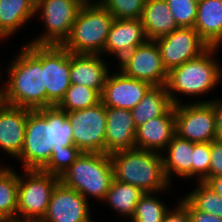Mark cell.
I'll return each mask as SVG.
<instances>
[{"mask_svg":"<svg viewBox=\"0 0 222 222\" xmlns=\"http://www.w3.org/2000/svg\"><path fill=\"white\" fill-rule=\"evenodd\" d=\"M70 145H74L73 133L66 111L57 106L35 110L27 108L24 145L18 157L24 170H41L52 152Z\"/></svg>","mask_w":222,"mask_h":222,"instance_id":"obj_1","label":"cell"},{"mask_svg":"<svg viewBox=\"0 0 222 222\" xmlns=\"http://www.w3.org/2000/svg\"><path fill=\"white\" fill-rule=\"evenodd\" d=\"M23 47L7 70L9 77L3 87V103L31 110L45 108L46 87L42 64Z\"/></svg>","mask_w":222,"mask_h":222,"instance_id":"obj_2","label":"cell"},{"mask_svg":"<svg viewBox=\"0 0 222 222\" xmlns=\"http://www.w3.org/2000/svg\"><path fill=\"white\" fill-rule=\"evenodd\" d=\"M114 179L140 188L144 193H156L170 187L163 154L138 148L110 154Z\"/></svg>","mask_w":222,"mask_h":222,"instance_id":"obj_3","label":"cell"},{"mask_svg":"<svg viewBox=\"0 0 222 222\" xmlns=\"http://www.w3.org/2000/svg\"><path fill=\"white\" fill-rule=\"evenodd\" d=\"M216 49L218 48L208 47L198 57L168 72L165 86L173 105L181 103L175 96L176 92L190 96L201 95L210 92L218 84L222 68L213 57Z\"/></svg>","mask_w":222,"mask_h":222,"instance_id":"obj_4","label":"cell"},{"mask_svg":"<svg viewBox=\"0 0 222 222\" xmlns=\"http://www.w3.org/2000/svg\"><path fill=\"white\" fill-rule=\"evenodd\" d=\"M113 20L99 1L84 3L62 46L74 54H102Z\"/></svg>","mask_w":222,"mask_h":222,"instance_id":"obj_5","label":"cell"},{"mask_svg":"<svg viewBox=\"0 0 222 222\" xmlns=\"http://www.w3.org/2000/svg\"><path fill=\"white\" fill-rule=\"evenodd\" d=\"M114 180L110 154L82 152L60 181L88 200L92 196L104 200Z\"/></svg>","mask_w":222,"mask_h":222,"instance_id":"obj_6","label":"cell"},{"mask_svg":"<svg viewBox=\"0 0 222 222\" xmlns=\"http://www.w3.org/2000/svg\"><path fill=\"white\" fill-rule=\"evenodd\" d=\"M25 47L41 62L46 87V107L57 106L71 85L70 51L62 45H35Z\"/></svg>","mask_w":222,"mask_h":222,"instance_id":"obj_7","label":"cell"},{"mask_svg":"<svg viewBox=\"0 0 222 222\" xmlns=\"http://www.w3.org/2000/svg\"><path fill=\"white\" fill-rule=\"evenodd\" d=\"M19 176L17 220H42L48 210L54 187L60 178L38 169H25Z\"/></svg>","mask_w":222,"mask_h":222,"instance_id":"obj_8","label":"cell"},{"mask_svg":"<svg viewBox=\"0 0 222 222\" xmlns=\"http://www.w3.org/2000/svg\"><path fill=\"white\" fill-rule=\"evenodd\" d=\"M84 2L82 0H36L35 10L41 11L46 32L35 40V45H62Z\"/></svg>","mask_w":222,"mask_h":222,"instance_id":"obj_9","label":"cell"},{"mask_svg":"<svg viewBox=\"0 0 222 222\" xmlns=\"http://www.w3.org/2000/svg\"><path fill=\"white\" fill-rule=\"evenodd\" d=\"M66 112L74 145L82 152L105 153L106 106L100 101L86 109Z\"/></svg>","mask_w":222,"mask_h":222,"instance_id":"obj_10","label":"cell"},{"mask_svg":"<svg viewBox=\"0 0 222 222\" xmlns=\"http://www.w3.org/2000/svg\"><path fill=\"white\" fill-rule=\"evenodd\" d=\"M176 134L194 143L216 140L214 107L210 102L174 105Z\"/></svg>","mask_w":222,"mask_h":222,"instance_id":"obj_11","label":"cell"},{"mask_svg":"<svg viewBox=\"0 0 222 222\" xmlns=\"http://www.w3.org/2000/svg\"><path fill=\"white\" fill-rule=\"evenodd\" d=\"M119 62V71L130 78L148 82L152 86L166 84L168 72L154 40H147L144 44L135 47Z\"/></svg>","mask_w":222,"mask_h":222,"instance_id":"obj_12","label":"cell"},{"mask_svg":"<svg viewBox=\"0 0 222 222\" xmlns=\"http://www.w3.org/2000/svg\"><path fill=\"white\" fill-rule=\"evenodd\" d=\"M154 41L167 72L198 57L209 47L193 27L177 28Z\"/></svg>","mask_w":222,"mask_h":222,"instance_id":"obj_13","label":"cell"},{"mask_svg":"<svg viewBox=\"0 0 222 222\" xmlns=\"http://www.w3.org/2000/svg\"><path fill=\"white\" fill-rule=\"evenodd\" d=\"M88 201L61 181L54 187L44 222H92Z\"/></svg>","mask_w":222,"mask_h":222,"instance_id":"obj_14","label":"cell"},{"mask_svg":"<svg viewBox=\"0 0 222 222\" xmlns=\"http://www.w3.org/2000/svg\"><path fill=\"white\" fill-rule=\"evenodd\" d=\"M151 87L148 82L130 78L121 71L108 74L101 93V102L106 107L131 110Z\"/></svg>","mask_w":222,"mask_h":222,"instance_id":"obj_15","label":"cell"},{"mask_svg":"<svg viewBox=\"0 0 222 222\" xmlns=\"http://www.w3.org/2000/svg\"><path fill=\"white\" fill-rule=\"evenodd\" d=\"M135 135L131 110L106 107L105 154L135 148Z\"/></svg>","mask_w":222,"mask_h":222,"instance_id":"obj_16","label":"cell"},{"mask_svg":"<svg viewBox=\"0 0 222 222\" xmlns=\"http://www.w3.org/2000/svg\"><path fill=\"white\" fill-rule=\"evenodd\" d=\"M147 40L141 19H114L103 53H112L120 61L135 47L144 44Z\"/></svg>","mask_w":222,"mask_h":222,"instance_id":"obj_17","label":"cell"},{"mask_svg":"<svg viewBox=\"0 0 222 222\" xmlns=\"http://www.w3.org/2000/svg\"><path fill=\"white\" fill-rule=\"evenodd\" d=\"M175 134L173 105L164 115L148 120L136 128L135 148L160 153Z\"/></svg>","mask_w":222,"mask_h":222,"instance_id":"obj_18","label":"cell"},{"mask_svg":"<svg viewBox=\"0 0 222 222\" xmlns=\"http://www.w3.org/2000/svg\"><path fill=\"white\" fill-rule=\"evenodd\" d=\"M27 108L3 103L0 106V147L18 158L24 145Z\"/></svg>","mask_w":222,"mask_h":222,"instance_id":"obj_19","label":"cell"},{"mask_svg":"<svg viewBox=\"0 0 222 222\" xmlns=\"http://www.w3.org/2000/svg\"><path fill=\"white\" fill-rule=\"evenodd\" d=\"M100 54H74L70 52V81L95 89L100 95L109 69Z\"/></svg>","mask_w":222,"mask_h":222,"instance_id":"obj_20","label":"cell"},{"mask_svg":"<svg viewBox=\"0 0 222 222\" xmlns=\"http://www.w3.org/2000/svg\"><path fill=\"white\" fill-rule=\"evenodd\" d=\"M193 28L209 47L219 48L222 44V0L198 2Z\"/></svg>","mask_w":222,"mask_h":222,"instance_id":"obj_21","label":"cell"},{"mask_svg":"<svg viewBox=\"0 0 222 222\" xmlns=\"http://www.w3.org/2000/svg\"><path fill=\"white\" fill-rule=\"evenodd\" d=\"M141 21L148 40H156L180 28L166 0H146Z\"/></svg>","mask_w":222,"mask_h":222,"instance_id":"obj_22","label":"cell"},{"mask_svg":"<svg viewBox=\"0 0 222 222\" xmlns=\"http://www.w3.org/2000/svg\"><path fill=\"white\" fill-rule=\"evenodd\" d=\"M166 149H168V155L163 156L162 159L168 181L170 182L172 174L185 179L191 178L194 142L183 139L175 134Z\"/></svg>","mask_w":222,"mask_h":222,"instance_id":"obj_23","label":"cell"},{"mask_svg":"<svg viewBox=\"0 0 222 222\" xmlns=\"http://www.w3.org/2000/svg\"><path fill=\"white\" fill-rule=\"evenodd\" d=\"M36 0H0V40L12 36L34 14Z\"/></svg>","mask_w":222,"mask_h":222,"instance_id":"obj_24","label":"cell"},{"mask_svg":"<svg viewBox=\"0 0 222 222\" xmlns=\"http://www.w3.org/2000/svg\"><path fill=\"white\" fill-rule=\"evenodd\" d=\"M172 106L166 86H152L142 100L131 109L135 127L164 115Z\"/></svg>","mask_w":222,"mask_h":222,"instance_id":"obj_25","label":"cell"},{"mask_svg":"<svg viewBox=\"0 0 222 222\" xmlns=\"http://www.w3.org/2000/svg\"><path fill=\"white\" fill-rule=\"evenodd\" d=\"M0 165V222L17 220L19 175Z\"/></svg>","mask_w":222,"mask_h":222,"instance_id":"obj_26","label":"cell"},{"mask_svg":"<svg viewBox=\"0 0 222 222\" xmlns=\"http://www.w3.org/2000/svg\"><path fill=\"white\" fill-rule=\"evenodd\" d=\"M144 194L140 188L114 179L103 201L109 203L117 213L131 218Z\"/></svg>","mask_w":222,"mask_h":222,"instance_id":"obj_27","label":"cell"},{"mask_svg":"<svg viewBox=\"0 0 222 222\" xmlns=\"http://www.w3.org/2000/svg\"><path fill=\"white\" fill-rule=\"evenodd\" d=\"M100 101L101 95L95 89L71 83L57 107L63 111H78L94 106Z\"/></svg>","mask_w":222,"mask_h":222,"instance_id":"obj_28","label":"cell"},{"mask_svg":"<svg viewBox=\"0 0 222 222\" xmlns=\"http://www.w3.org/2000/svg\"><path fill=\"white\" fill-rule=\"evenodd\" d=\"M195 209L222 218V197L217 195L205 182L184 197Z\"/></svg>","mask_w":222,"mask_h":222,"instance_id":"obj_29","label":"cell"},{"mask_svg":"<svg viewBox=\"0 0 222 222\" xmlns=\"http://www.w3.org/2000/svg\"><path fill=\"white\" fill-rule=\"evenodd\" d=\"M153 194L154 193H145L141 197L131 220L135 222H163L169 209Z\"/></svg>","mask_w":222,"mask_h":222,"instance_id":"obj_30","label":"cell"},{"mask_svg":"<svg viewBox=\"0 0 222 222\" xmlns=\"http://www.w3.org/2000/svg\"><path fill=\"white\" fill-rule=\"evenodd\" d=\"M81 153L82 151L75 145L56 149V152H52L50 160L41 170L60 178Z\"/></svg>","mask_w":222,"mask_h":222,"instance_id":"obj_31","label":"cell"},{"mask_svg":"<svg viewBox=\"0 0 222 222\" xmlns=\"http://www.w3.org/2000/svg\"><path fill=\"white\" fill-rule=\"evenodd\" d=\"M146 0H100L114 19H141Z\"/></svg>","mask_w":222,"mask_h":222,"instance_id":"obj_32","label":"cell"},{"mask_svg":"<svg viewBox=\"0 0 222 222\" xmlns=\"http://www.w3.org/2000/svg\"><path fill=\"white\" fill-rule=\"evenodd\" d=\"M179 27H194L198 2L194 0H166Z\"/></svg>","mask_w":222,"mask_h":222,"instance_id":"obj_33","label":"cell"},{"mask_svg":"<svg viewBox=\"0 0 222 222\" xmlns=\"http://www.w3.org/2000/svg\"><path fill=\"white\" fill-rule=\"evenodd\" d=\"M210 161L211 142L194 143L192 177L195 176L198 182L206 183L209 180Z\"/></svg>","mask_w":222,"mask_h":222,"instance_id":"obj_34","label":"cell"},{"mask_svg":"<svg viewBox=\"0 0 222 222\" xmlns=\"http://www.w3.org/2000/svg\"><path fill=\"white\" fill-rule=\"evenodd\" d=\"M222 175V141L211 142V161L209 166V179Z\"/></svg>","mask_w":222,"mask_h":222,"instance_id":"obj_35","label":"cell"},{"mask_svg":"<svg viewBox=\"0 0 222 222\" xmlns=\"http://www.w3.org/2000/svg\"><path fill=\"white\" fill-rule=\"evenodd\" d=\"M180 201L187 207L190 222H222L221 217L195 209L185 198Z\"/></svg>","mask_w":222,"mask_h":222,"instance_id":"obj_36","label":"cell"},{"mask_svg":"<svg viewBox=\"0 0 222 222\" xmlns=\"http://www.w3.org/2000/svg\"><path fill=\"white\" fill-rule=\"evenodd\" d=\"M178 207L173 210H168L163 222H190V217L187 211V207L180 201Z\"/></svg>","mask_w":222,"mask_h":222,"instance_id":"obj_37","label":"cell"},{"mask_svg":"<svg viewBox=\"0 0 222 222\" xmlns=\"http://www.w3.org/2000/svg\"><path fill=\"white\" fill-rule=\"evenodd\" d=\"M214 107L216 140L222 141V100L207 101Z\"/></svg>","mask_w":222,"mask_h":222,"instance_id":"obj_38","label":"cell"},{"mask_svg":"<svg viewBox=\"0 0 222 222\" xmlns=\"http://www.w3.org/2000/svg\"><path fill=\"white\" fill-rule=\"evenodd\" d=\"M206 184L220 197H222V175L210 178Z\"/></svg>","mask_w":222,"mask_h":222,"instance_id":"obj_39","label":"cell"},{"mask_svg":"<svg viewBox=\"0 0 222 222\" xmlns=\"http://www.w3.org/2000/svg\"><path fill=\"white\" fill-rule=\"evenodd\" d=\"M12 222H44L43 220H22L21 218H19V220H15Z\"/></svg>","mask_w":222,"mask_h":222,"instance_id":"obj_40","label":"cell"},{"mask_svg":"<svg viewBox=\"0 0 222 222\" xmlns=\"http://www.w3.org/2000/svg\"><path fill=\"white\" fill-rule=\"evenodd\" d=\"M0 106L3 104V88L0 87Z\"/></svg>","mask_w":222,"mask_h":222,"instance_id":"obj_41","label":"cell"},{"mask_svg":"<svg viewBox=\"0 0 222 222\" xmlns=\"http://www.w3.org/2000/svg\"><path fill=\"white\" fill-rule=\"evenodd\" d=\"M84 3H87V2H91V0H82ZM97 1H100V0H97ZM94 2H96L95 0H94Z\"/></svg>","mask_w":222,"mask_h":222,"instance_id":"obj_42","label":"cell"}]
</instances>
